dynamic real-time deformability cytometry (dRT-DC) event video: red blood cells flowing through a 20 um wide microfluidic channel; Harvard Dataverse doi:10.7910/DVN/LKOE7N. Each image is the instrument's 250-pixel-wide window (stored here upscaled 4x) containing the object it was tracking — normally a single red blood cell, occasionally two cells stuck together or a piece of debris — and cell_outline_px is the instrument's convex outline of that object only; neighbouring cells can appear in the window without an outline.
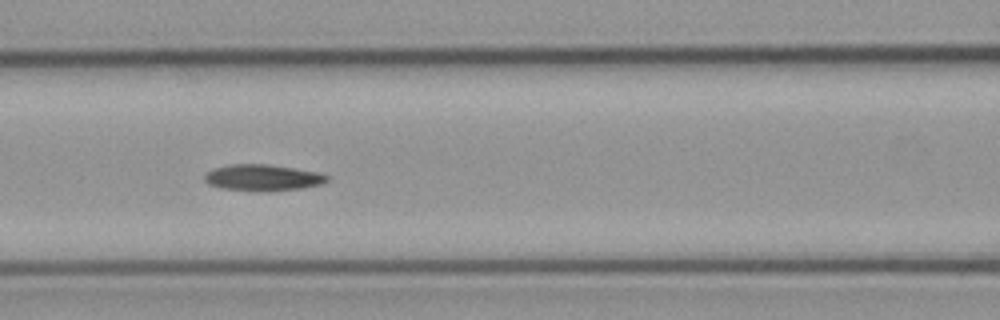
{"species": "common noctule bat (a hibernating species)", "species_latin": "Nyctalus noctula", "temperature_condition": "cold", "stored_images_in_passage": 9, "camera_frame_rate_fps": 3000, "um_per_image_px": 0.085, "animal": {"sex": "male", "body_mass_g": 23.1, "forearm_length_mm": 52.7}, "frame": {"image": 1, "passage_image": 6, "time_ms": 6.333, "image_size_px": [1000, 320], "cell_outline_px": [[332, 176], [328, 180], [320, 184], [304, 188], [268, 192], [260, 192], [220, 188], [208, 184], [204, 180], [204, 176], [208, 172], [216, 168], [232, 164], [264, 164], [292, 168], [316, 172]], "centroid_in_image_um": [22.34, 15.12], "position_along_channel_um": 144.3, "area_um2": 18.84}}
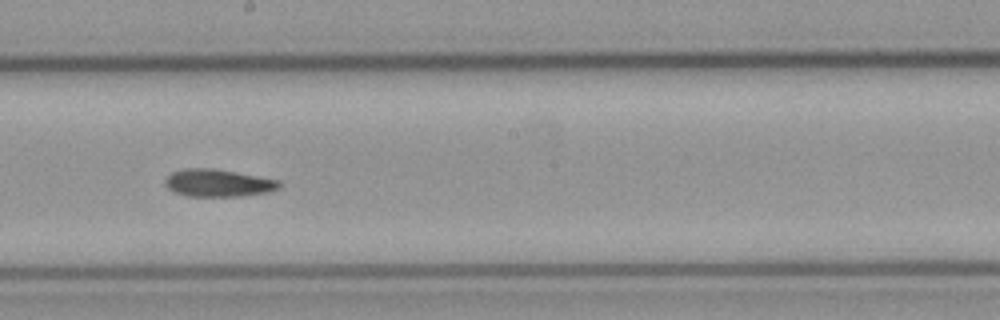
{"frame": {"image": 2, "passage_image": 8, "time_ms": 8.667, "image_size_px": [1000, 320], "cell_outline_px": [[284, 184], [280, 188], [268, 192], [240, 196], [188, 196], [176, 192], [168, 188], [164, 184], [164, 180], [172, 172], [184, 168], [212, 168], [236, 172], [280, 180]], "centroid_in_image_um": [18.57, 15.55], "position_along_channel_um": 229.6, "area_um2": 18.32}}
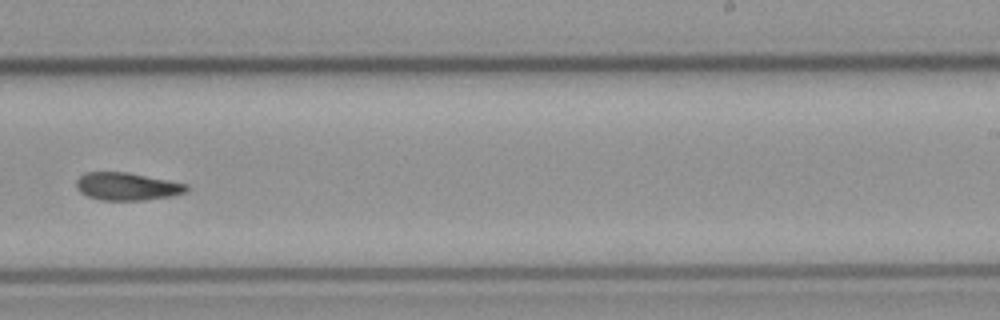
{"frame": {"image": 3, "passage_image": 9, "time_ms": 10.0, "image_size_px": [1000, 320], "cell_outline_px": [[188, 192], [172, 196], [144, 200], [100, 200], [88, 196], [80, 192], [76, 188], [76, 180], [84, 172], [128, 172], [188, 184]], "centroid_in_image_um": [10.8, 15.85], "position_along_channel_um": 278.2, "area_um2": 17.92}}